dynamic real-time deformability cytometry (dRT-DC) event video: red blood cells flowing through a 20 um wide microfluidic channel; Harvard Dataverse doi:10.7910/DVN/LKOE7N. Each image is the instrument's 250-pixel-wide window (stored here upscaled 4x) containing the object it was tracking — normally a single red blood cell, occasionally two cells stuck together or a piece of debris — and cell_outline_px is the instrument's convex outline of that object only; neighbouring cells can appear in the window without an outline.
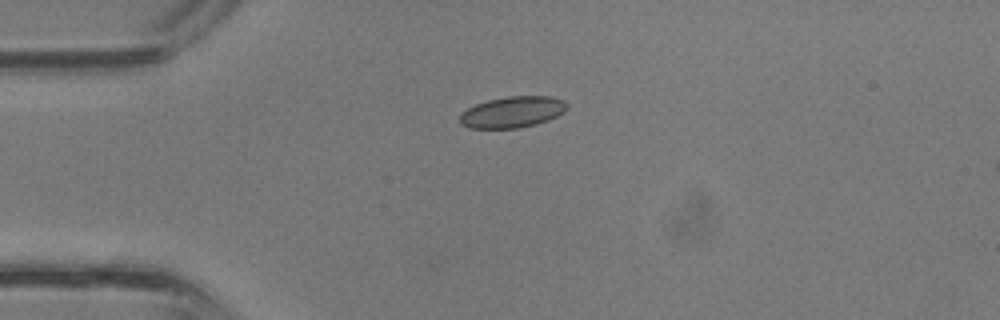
{"species": "common noctule bat (a hibernating species)", "species_latin": "Nyctalus noctula", "temperature_condition": "room temperature", "stored_images_in_passage": 29, "camera_frame_rate_fps": 3000, "um_per_image_px": 0.085, "animal": {"sex": "male", "body_mass_g": 13.3}, "frame": {"image": 1, "passage_image": 1, "time_ms": 0.0, "image_size_px": [1000, 320], "cell_outline_px": [[568, 108], [564, 112], [548, 120], [536, 124], [520, 128], [468, 128], [460, 124], [460, 112], [476, 104], [488, 100], [508, 96], [548, 96], [564, 100], [568, 104]], "centroid_in_image_um": [43.55, 9.53], "position_along_channel_um": 41.4, "area_um2": 19.59}}
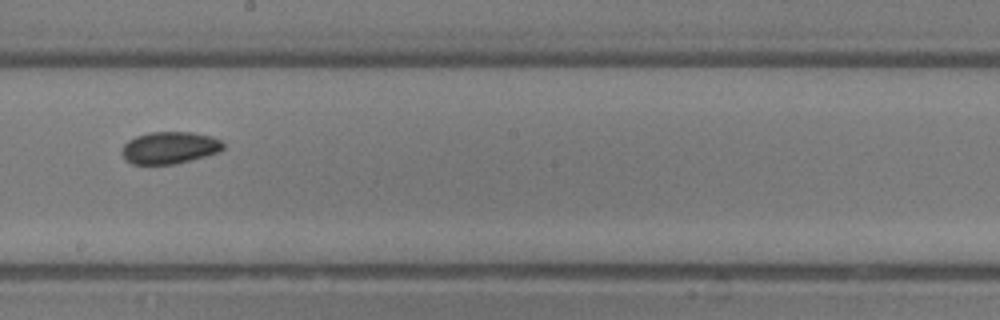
{"frame": {"image": 2, "passage_image": 13, "time_ms": 4.0, "image_size_px": [1000, 320], "cell_outline_px": [[224, 148], [220, 152], [176, 164], [132, 164], [120, 152], [124, 144], [128, 140], [136, 136], [148, 132], [192, 132], [212, 136], [220, 140], [224, 144]], "centroid_in_image_um": [14.43, 12.55], "position_along_channel_um": 233.8, "area_um2": 19.02}}
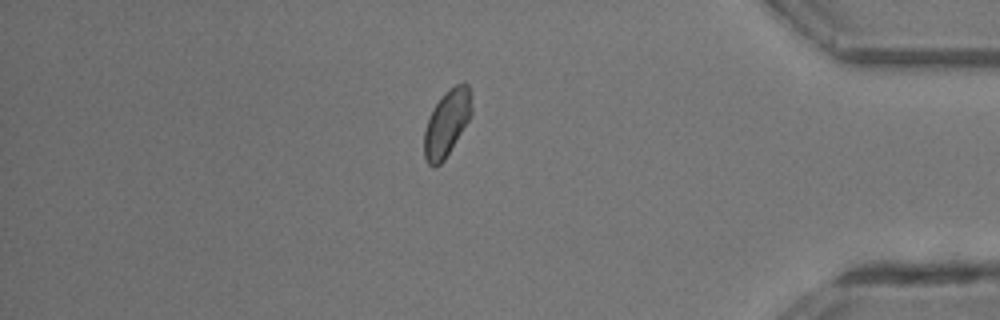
{"frame": {"image": 3, "passage_image": 24, "time_ms": 7.667, "image_size_px": [1000, 320], "cell_outline_px": [[472, 112], [468, 120], [444, 160], [440, 164], [432, 168], [428, 164], [424, 156], [424, 132], [432, 108], [444, 92], [456, 84], [464, 80], [468, 84], [472, 108]], "centroid_in_image_um": [37.96, 10.44], "position_along_channel_um": 397.2, "area_um2": 18.21}}